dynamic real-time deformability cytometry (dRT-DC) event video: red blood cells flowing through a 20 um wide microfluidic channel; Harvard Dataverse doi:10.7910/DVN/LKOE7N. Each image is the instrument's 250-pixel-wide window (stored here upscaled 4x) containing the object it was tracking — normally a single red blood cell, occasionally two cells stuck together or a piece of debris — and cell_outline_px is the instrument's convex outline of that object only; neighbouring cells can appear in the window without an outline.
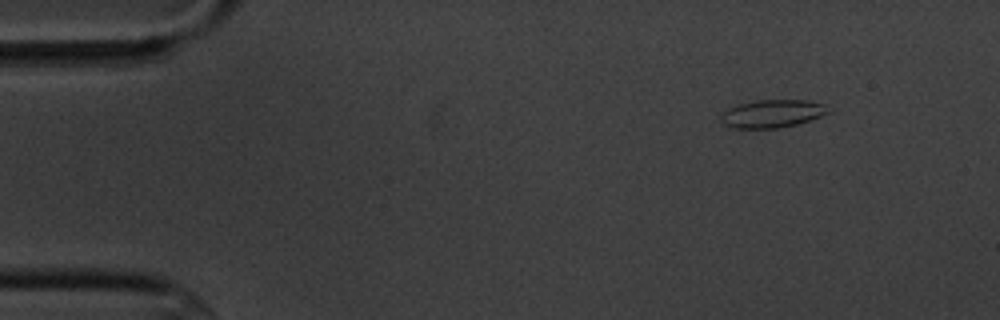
{"species": "common noctule bat (a hibernating species)", "species_latin": "Nyctalus noctula", "temperature_condition": "cold", "stored_images_in_passage": 5, "camera_frame_rate_fps": 3000, "um_per_image_px": 0.085, "animal": {"sex": "male", "body_mass_g": 20.1, "forearm_length_mm": 53.5}, "frame": {"image": 1, "passage_image": 1, "time_ms": 0.0, "image_size_px": [1000, 320], "cell_outline_px": [[832, 112], [796, 124], [776, 128], [732, 128], [724, 124], [720, 120], [720, 116], [728, 108], [740, 104], [756, 100], [808, 100], [824, 104]], "centroid_in_image_um": [65.64, 9.65], "position_along_channel_um": 19.4, "area_um2": 17.34}}
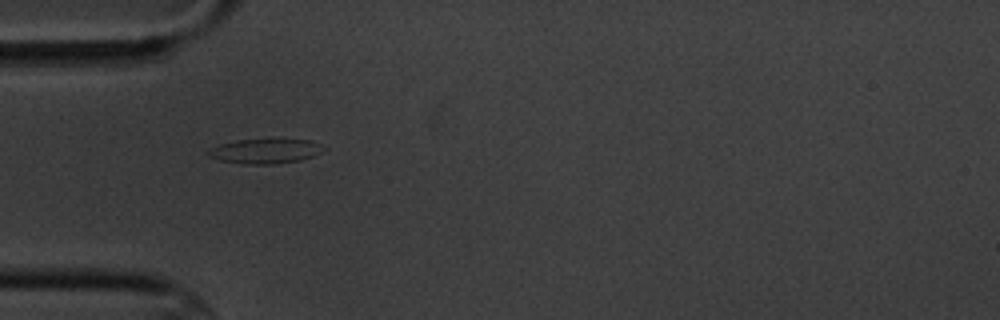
{"frame": {"image": 2, "passage_image": 4, "time_ms": 3.667, "image_size_px": [1000, 320], "cell_outline_px": [[320, 152], [312, 156], [300, 160], [272, 164], [244, 164], [220, 160], [208, 156], [204, 152], [208, 148], [220, 144], [236, 140], [272, 136], [312, 140], [320, 144]], "centroid_in_image_um": [22.48, 12.79], "position_along_channel_um": 62.5, "area_um2": 17.4}}
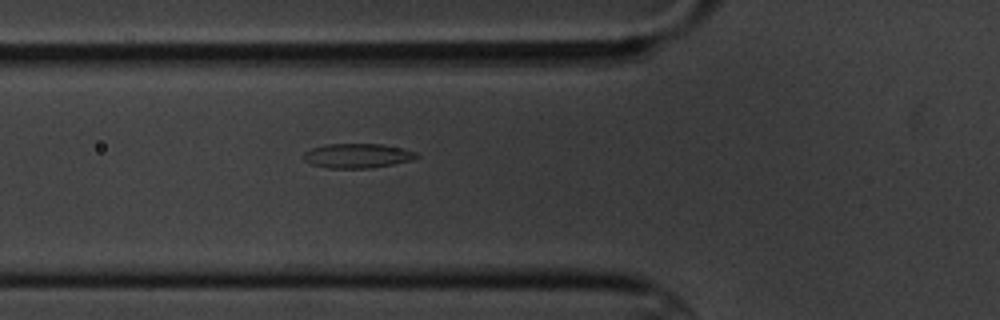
{"frame": {"image": 3, "passage_image": 5, "time_ms": 4.667, "image_size_px": [1000, 320], "cell_outline_px": [[420, 156], [412, 160], [392, 164], [368, 168], [328, 168], [312, 164], [304, 160], [304, 152], [312, 148], [324, 144], [384, 144], [404, 148], [416, 152]], "centroid_in_image_um": [30.4, 13.23], "position_along_channel_um": 95.4, "area_um2": 16.13}}